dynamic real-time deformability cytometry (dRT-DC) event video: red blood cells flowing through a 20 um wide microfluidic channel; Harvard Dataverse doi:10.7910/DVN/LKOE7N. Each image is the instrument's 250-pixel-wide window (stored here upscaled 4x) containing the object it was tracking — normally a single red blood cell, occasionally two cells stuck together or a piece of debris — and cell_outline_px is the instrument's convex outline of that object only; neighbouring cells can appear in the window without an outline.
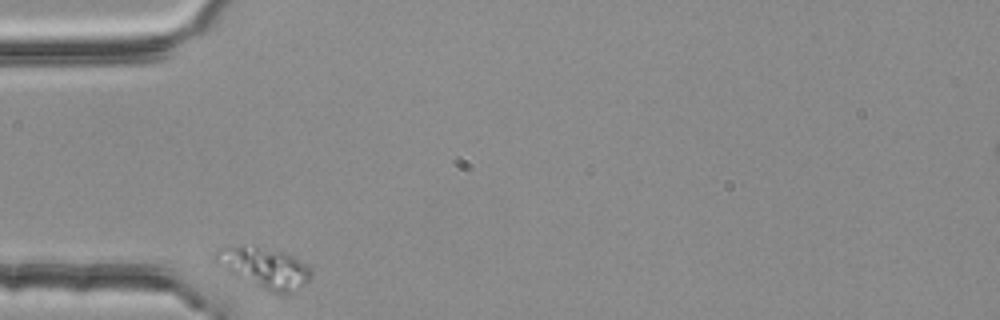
{"species": "common noctule bat (a hibernating species)", "species_latin": "Nyctalus noctula", "temperature_condition": "room temperature", "stored_images_in_passage": 2, "camera_frame_rate_fps": 3000, "um_per_image_px": 0.085, "animal": {"sex": "female", "body_mass_g": 25.1}, "frame": {"image": 1, "passage_image": 1, "time_ms": 0.0, "image_size_px": [1000, 320], "cell_outline_px": [[312, 276], [304, 284], [288, 296], [272, 292], [236, 276], [228, 272], [216, 264], [212, 260], [212, 256], [216, 252], [224, 248], [244, 244], [284, 252], [308, 264], [312, 268]], "centroid_in_image_um": [22.49, 22.76], "position_along_channel_um": 62.5, "area_um2": 22.77}}